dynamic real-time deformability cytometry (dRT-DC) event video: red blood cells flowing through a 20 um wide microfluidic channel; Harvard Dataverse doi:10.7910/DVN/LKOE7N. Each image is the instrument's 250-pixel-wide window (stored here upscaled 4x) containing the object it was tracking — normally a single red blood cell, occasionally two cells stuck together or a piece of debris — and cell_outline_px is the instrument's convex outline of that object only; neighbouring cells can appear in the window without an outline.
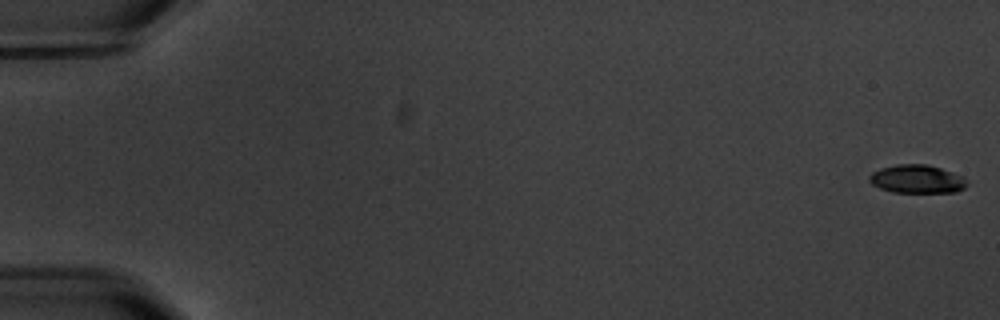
{"species": "common noctule bat (a hibernating species)", "species_latin": "Nyctalus noctula", "temperature_condition": "warm", "stored_images_in_passage": 6, "camera_frame_rate_fps": 3000, "um_per_image_px": 0.085, "animal": {"sex": "male", "body_mass_g": 20.1, "forearm_length_mm": 53.5}, "frame": {"image": 1, "passage_image": 1, "time_ms": 0.0, "image_size_px": [1000, 320], "cell_outline_px": [[968, 184], [964, 188], [956, 192], [892, 192], [880, 188], [872, 184], [868, 180], [868, 176], [872, 172], [880, 168], [896, 164], [928, 164], [964, 176]], "centroid_in_image_um": [77.94, 15.21], "position_along_channel_um": 7.1, "area_um2": 16.24}}
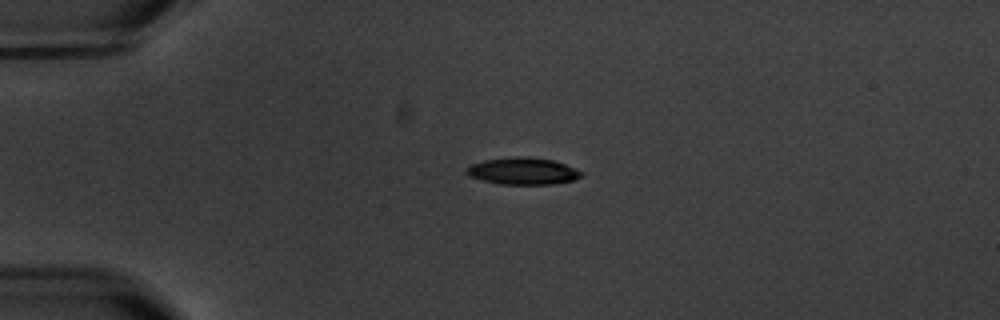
{"frame": {"image": 2, "passage_image": 5, "time_ms": 4.667, "image_size_px": [1000, 320], "cell_outline_px": [[584, 172], [580, 176], [572, 180], [552, 184], [500, 184], [468, 176], [464, 172], [464, 168], [472, 164], [484, 160], [512, 156], [528, 156], [552, 160], [576, 168]], "centroid_in_image_um": [44.4, 14.53], "position_along_channel_um": 40.6, "area_um2": 18.09}}